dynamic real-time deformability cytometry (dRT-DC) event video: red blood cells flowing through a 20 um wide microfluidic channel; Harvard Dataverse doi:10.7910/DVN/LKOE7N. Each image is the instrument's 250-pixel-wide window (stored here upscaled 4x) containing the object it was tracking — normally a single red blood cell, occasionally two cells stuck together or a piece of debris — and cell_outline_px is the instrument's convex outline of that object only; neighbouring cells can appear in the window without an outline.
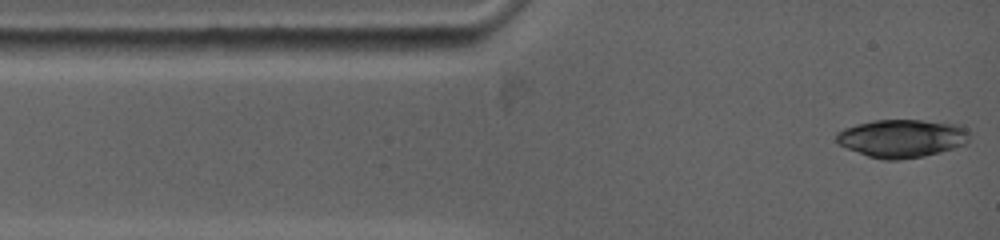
{"species": "common noctule bat (a hibernating species)", "species_latin": "Nyctalus noctula", "temperature_condition": "warm", "stored_images_in_passage": 10, "camera_frame_rate_fps": 5000, "um_per_image_px": 0.085, "animal": {"sex": "female", "body_mass_g": 19.0, "forearm_length_mm": 53.3}, "frame": {"image": 1, "passage_image": 1, "time_ms": 0.0, "image_size_px": [1000, 240], "cell_outline_px": [[968, 140], [964, 144], [940, 152], [924, 156], [896, 160], [884, 160], [868, 156], [848, 148], [840, 144], [836, 140], [836, 132], [844, 128], [856, 124], [872, 120], [920, 120], [960, 124], [968, 128]], "centroid_in_image_um": [76.67, 11.74], "position_along_channel_um": 8.3, "area_um2": 29.48}}